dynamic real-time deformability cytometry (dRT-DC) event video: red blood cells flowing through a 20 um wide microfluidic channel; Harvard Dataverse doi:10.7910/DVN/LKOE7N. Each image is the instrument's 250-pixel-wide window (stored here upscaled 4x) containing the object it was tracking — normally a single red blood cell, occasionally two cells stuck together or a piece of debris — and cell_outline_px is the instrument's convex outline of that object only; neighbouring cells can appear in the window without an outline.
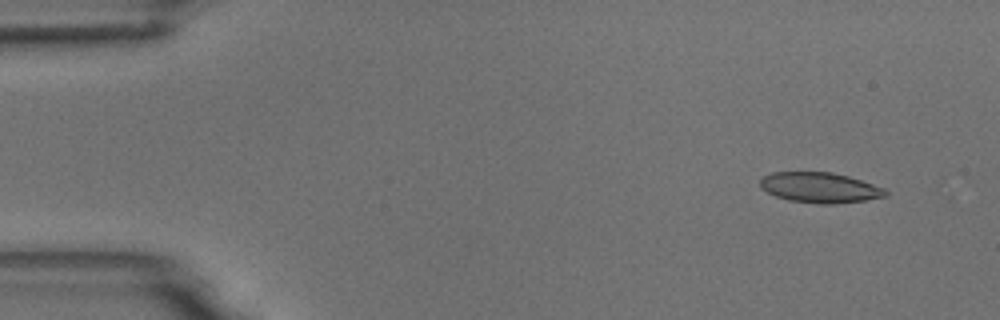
{"species": "common noctule bat (a hibernating species)", "species_latin": "Nyctalus noctula", "temperature_condition": "room temperature", "stored_images_in_passage": 6, "camera_frame_rate_fps": 3000, "um_per_image_px": 0.085, "animal": {"sex": "male", "body_mass_g": 18.8}, "frame": {"image": 1, "passage_image": 2, "time_ms": 1.0, "image_size_px": [1000, 320], "cell_outline_px": [[888, 196], [864, 200], [836, 204], [820, 204], [788, 200], [776, 196], [760, 188], [760, 180], [764, 176], [772, 172], [832, 172], [848, 176], [884, 188], [888, 192]], "centroid_in_image_um": [69.68, 15.95], "position_along_channel_um": 15.3, "area_um2": 22.14}}